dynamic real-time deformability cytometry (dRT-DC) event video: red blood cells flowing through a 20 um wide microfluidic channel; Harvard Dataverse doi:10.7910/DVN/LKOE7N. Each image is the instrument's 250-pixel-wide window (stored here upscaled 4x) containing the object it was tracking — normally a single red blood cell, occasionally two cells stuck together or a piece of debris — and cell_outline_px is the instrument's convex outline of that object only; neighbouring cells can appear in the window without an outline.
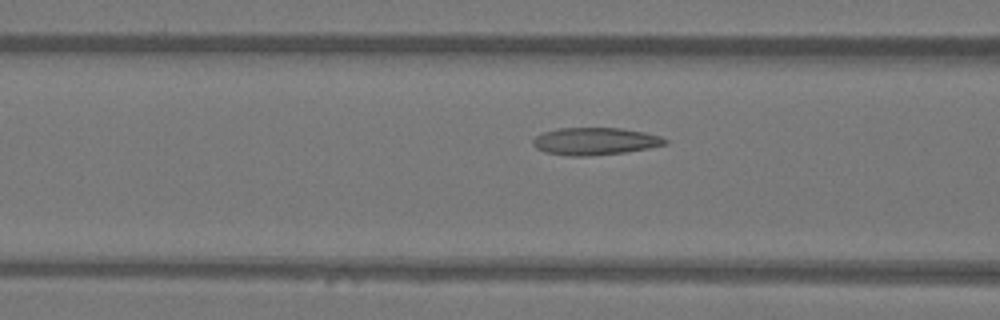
{"species": "Egyptian fruit bat (a non-hibernating species)", "species_latin": "Rousettus aegyptiacus", "temperature_condition": "warm", "stored_images_in_passage": 35, "camera_frame_rate_fps": 3000, "um_per_image_px": 0.085, "animal": {"sex": "female"}, "frame": {"image": 1, "passage_image": 10, "time_ms": 3.0, "image_size_px": [1000, 320], "cell_outline_px": [[668, 144], [648, 148], [624, 152], [588, 156], [568, 156], [544, 152], [536, 148], [532, 144], [532, 140], [536, 136], [544, 132], [560, 128], [620, 128], [644, 132], [660, 136], [668, 140]], "centroid_in_image_um": [50.57, 12.01], "position_along_channel_um": 116.0, "area_um2": 21.04}}
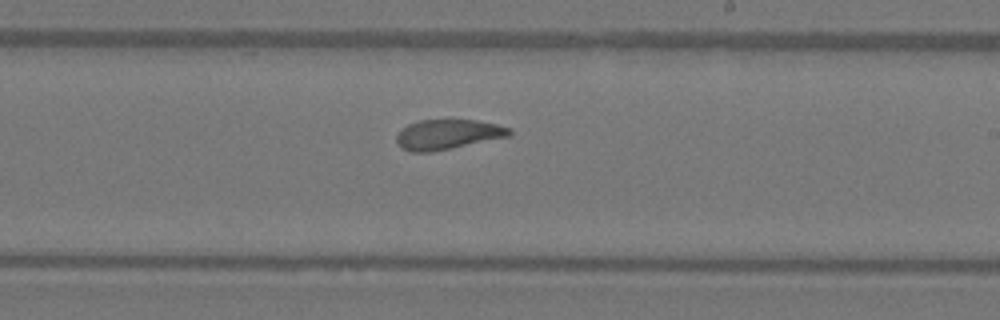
{"frame": {"image": 2, "passage_image": 20, "time_ms": 6.333, "image_size_px": [1000, 320], "cell_outline_px": [[512, 132], [508, 136], [432, 152], [412, 152], [400, 148], [396, 144], [396, 136], [408, 124], [420, 120], [476, 120], [496, 124], [512, 128]], "centroid_in_image_um": [38.03, 11.43], "position_along_channel_um": 251.0, "area_um2": 19.54}}
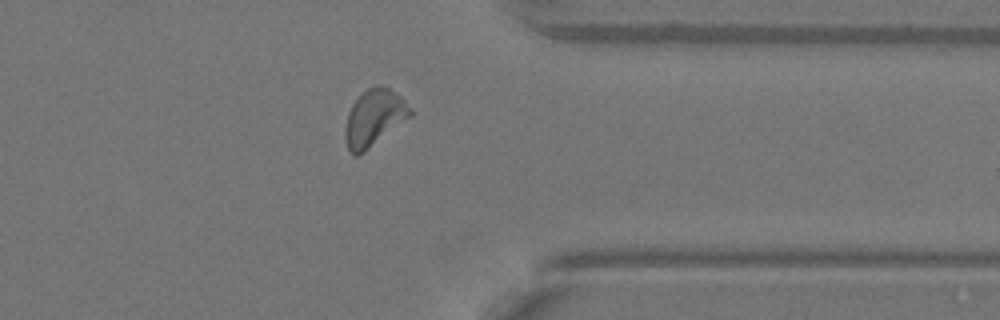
{"frame": {"image": 3, "passage_image": 30, "time_ms": 9.667, "image_size_px": [1000, 320], "cell_outline_px": [[412, 116], [364, 152], [356, 156], [352, 156], [348, 148], [344, 136], [344, 128], [348, 112], [352, 104], [368, 88], [376, 84], [388, 88], [396, 92], [404, 100], [412, 112]], "centroid_in_image_um": [31.78, 10.03], "position_along_channel_um": 379.6, "area_um2": 21.39}, "authors_computed_cell_mechanics": {"area_um2": 20.6346, "velocity_mm_per_s": 4.0615, "shape_relaxation_time_tau1_ms": 6.5685, "shape_relaxation_time_tau2_ms": 1.3767, "deformation_change_tau1": 0.1743, "deformation_change_tau2": 0.0631}}